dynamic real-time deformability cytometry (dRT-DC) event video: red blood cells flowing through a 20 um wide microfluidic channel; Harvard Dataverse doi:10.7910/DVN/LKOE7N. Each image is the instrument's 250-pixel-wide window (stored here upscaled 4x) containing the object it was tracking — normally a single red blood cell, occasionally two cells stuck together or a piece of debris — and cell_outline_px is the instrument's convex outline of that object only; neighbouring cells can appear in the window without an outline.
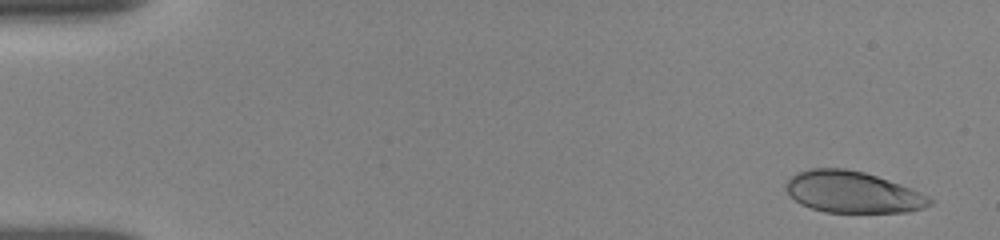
{"species": "human", "species_latin": "Homo sapiens", "temperature_condition": "room temperature", "stored_images_in_passage": 55, "camera_frame_rate_fps": 3000, "um_per_image_px": 0.085, "donor": {"sex": "female"}, "frame": {"image": 1, "passage_image": 1, "time_ms": 0.0, "image_size_px": [1000, 240], "cell_outline_px": [[932, 204], [924, 208], [908, 212], [824, 212], [800, 204], [784, 188], [784, 184], [796, 172], [812, 168], [844, 168], [864, 172], [912, 188], [928, 196], [932, 200]], "centroid_in_image_um": [72.47, 16.33], "position_along_channel_um": 12.5, "area_um2": 34.74}}
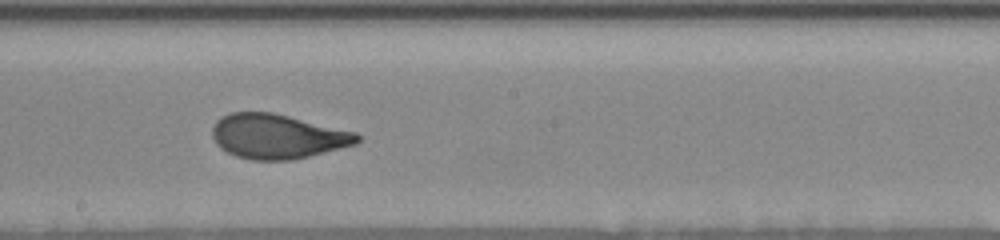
{"frame": {"image": 2, "passage_image": 31, "time_ms": 9.0, "image_size_px": [1000, 240], "cell_outline_px": [[360, 140], [356, 144], [292, 160], [252, 160], [236, 156], [220, 148], [216, 144], [212, 136], [212, 128], [216, 120], [220, 116], [232, 112], [272, 112], [356, 132], [360, 136]], "centroid_in_image_um": [23.55, 11.59], "position_along_channel_um": 224.7, "area_um2": 37.57}}
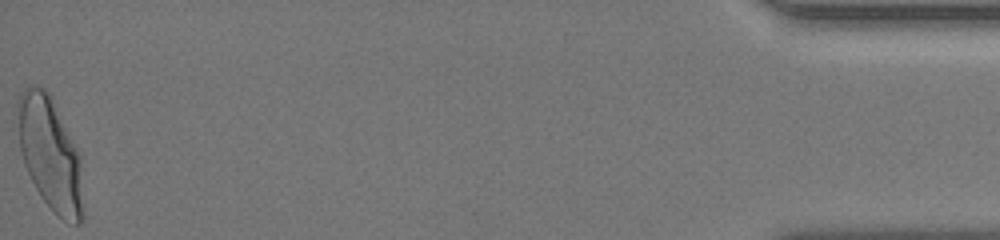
{"frame": {"image": 3, "passage_image": 55, "time_ms": 16.667, "image_size_px": [1000, 240], "cell_outline_px": [[84, 220], [80, 224], [76, 224], [64, 220], [56, 216], [40, 196], [24, 164], [12, 128], [16, 104], [20, 92], [28, 84], [32, 84], [44, 88], [52, 96], [80, 152], [84, 216]], "centroid_in_image_um": [4.2, 13.01], "position_along_channel_um": 431.0, "area_um2": 45.14}, "authors_computed_cell_mechanics": {"area_um2": 37.2232, "velocity_mm_per_s": 3.8385, "shape_relaxation_time_tau1_ms": 3.7246, "shape_relaxation_time_tau2_ms": null, "deformation_change_tau1": 0.1688, "deformation_change_tau2": null}}